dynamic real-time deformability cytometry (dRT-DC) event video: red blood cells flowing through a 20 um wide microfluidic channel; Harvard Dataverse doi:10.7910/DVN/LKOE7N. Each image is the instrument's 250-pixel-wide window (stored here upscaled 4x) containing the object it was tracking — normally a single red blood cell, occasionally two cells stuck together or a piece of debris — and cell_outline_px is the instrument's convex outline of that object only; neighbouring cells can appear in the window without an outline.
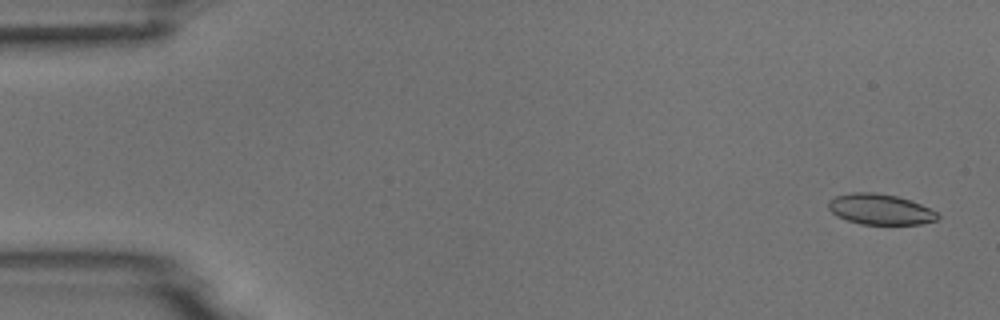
{"species": "common noctule bat (a hibernating species)", "species_latin": "Nyctalus noctula", "temperature_condition": "room temperature", "stored_images_in_passage": 4, "camera_frame_rate_fps": 3000, "um_per_image_px": 0.085, "animal": {"sex": "male", "body_mass_g": 18.8}, "frame": {"image": 1, "passage_image": 1, "time_ms": 0.0, "image_size_px": [1000, 320], "cell_outline_px": [[940, 216], [936, 220], [920, 224], [860, 224], [836, 216], [828, 208], [828, 200], [836, 196], [852, 192], [876, 192], [896, 196], [920, 204], [936, 212]], "centroid_in_image_um": [74.78, 17.79], "position_along_channel_um": 10.2, "area_um2": 19.36}}
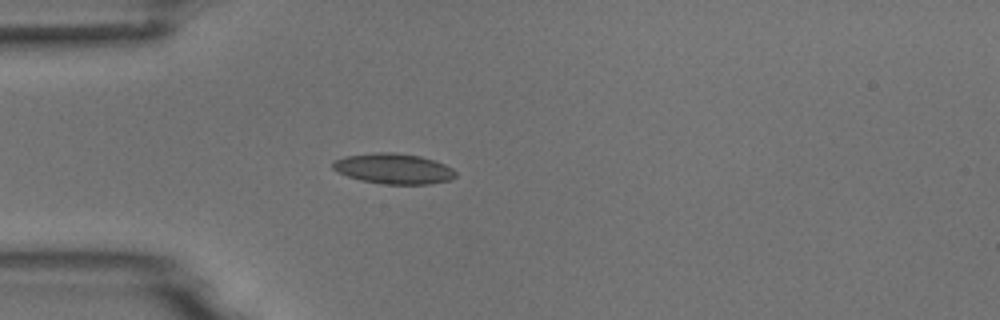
{"frame": {"image": 2, "passage_image": 4, "time_ms": 4.333, "image_size_px": [1000, 320], "cell_outline_px": [[456, 176], [452, 180], [432, 184], [380, 184], [360, 180], [336, 172], [332, 168], [332, 160], [344, 156], [376, 152], [396, 152], [420, 156], [444, 164], [452, 168], [456, 172]], "centroid_in_image_um": [33.43, 14.34], "position_along_channel_um": 51.6, "area_um2": 22.08}}